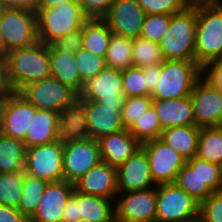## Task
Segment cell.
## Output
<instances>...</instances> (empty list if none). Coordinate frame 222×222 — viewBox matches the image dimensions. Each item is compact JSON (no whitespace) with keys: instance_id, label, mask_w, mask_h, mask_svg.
<instances>
[{"instance_id":"32","label":"cell","mask_w":222,"mask_h":222,"mask_svg":"<svg viewBox=\"0 0 222 222\" xmlns=\"http://www.w3.org/2000/svg\"><path fill=\"white\" fill-rule=\"evenodd\" d=\"M105 61L107 67L121 71L133 67L132 39L112 33Z\"/></svg>"},{"instance_id":"6","label":"cell","mask_w":222,"mask_h":222,"mask_svg":"<svg viewBox=\"0 0 222 222\" xmlns=\"http://www.w3.org/2000/svg\"><path fill=\"white\" fill-rule=\"evenodd\" d=\"M175 183L200 204L214 192H221L222 166L198 157L187 160Z\"/></svg>"},{"instance_id":"45","label":"cell","mask_w":222,"mask_h":222,"mask_svg":"<svg viewBox=\"0 0 222 222\" xmlns=\"http://www.w3.org/2000/svg\"><path fill=\"white\" fill-rule=\"evenodd\" d=\"M203 76L222 91V59L207 64L203 68Z\"/></svg>"},{"instance_id":"50","label":"cell","mask_w":222,"mask_h":222,"mask_svg":"<svg viewBox=\"0 0 222 222\" xmlns=\"http://www.w3.org/2000/svg\"><path fill=\"white\" fill-rule=\"evenodd\" d=\"M10 87L6 76V58L0 54V96L10 93Z\"/></svg>"},{"instance_id":"42","label":"cell","mask_w":222,"mask_h":222,"mask_svg":"<svg viewBox=\"0 0 222 222\" xmlns=\"http://www.w3.org/2000/svg\"><path fill=\"white\" fill-rule=\"evenodd\" d=\"M199 222H222V192H214L200 204Z\"/></svg>"},{"instance_id":"30","label":"cell","mask_w":222,"mask_h":222,"mask_svg":"<svg viewBox=\"0 0 222 222\" xmlns=\"http://www.w3.org/2000/svg\"><path fill=\"white\" fill-rule=\"evenodd\" d=\"M27 147L22 140L0 135V174L24 171Z\"/></svg>"},{"instance_id":"25","label":"cell","mask_w":222,"mask_h":222,"mask_svg":"<svg viewBox=\"0 0 222 222\" xmlns=\"http://www.w3.org/2000/svg\"><path fill=\"white\" fill-rule=\"evenodd\" d=\"M59 113L36 108V114L23 142L27 148L59 140Z\"/></svg>"},{"instance_id":"8","label":"cell","mask_w":222,"mask_h":222,"mask_svg":"<svg viewBox=\"0 0 222 222\" xmlns=\"http://www.w3.org/2000/svg\"><path fill=\"white\" fill-rule=\"evenodd\" d=\"M0 29L5 41V55L39 41L37 13L31 10L0 8Z\"/></svg>"},{"instance_id":"24","label":"cell","mask_w":222,"mask_h":222,"mask_svg":"<svg viewBox=\"0 0 222 222\" xmlns=\"http://www.w3.org/2000/svg\"><path fill=\"white\" fill-rule=\"evenodd\" d=\"M58 136L63 142L89 139L86 111L79 99L59 113Z\"/></svg>"},{"instance_id":"37","label":"cell","mask_w":222,"mask_h":222,"mask_svg":"<svg viewBox=\"0 0 222 222\" xmlns=\"http://www.w3.org/2000/svg\"><path fill=\"white\" fill-rule=\"evenodd\" d=\"M77 69L80 79L85 83L88 79L96 77L106 66L105 57L92 54L90 51L81 48L75 53Z\"/></svg>"},{"instance_id":"29","label":"cell","mask_w":222,"mask_h":222,"mask_svg":"<svg viewBox=\"0 0 222 222\" xmlns=\"http://www.w3.org/2000/svg\"><path fill=\"white\" fill-rule=\"evenodd\" d=\"M83 48L102 57L106 56L112 31L105 19L88 18L83 26Z\"/></svg>"},{"instance_id":"53","label":"cell","mask_w":222,"mask_h":222,"mask_svg":"<svg viewBox=\"0 0 222 222\" xmlns=\"http://www.w3.org/2000/svg\"><path fill=\"white\" fill-rule=\"evenodd\" d=\"M190 5H196L201 3H222V0H188Z\"/></svg>"},{"instance_id":"26","label":"cell","mask_w":222,"mask_h":222,"mask_svg":"<svg viewBox=\"0 0 222 222\" xmlns=\"http://www.w3.org/2000/svg\"><path fill=\"white\" fill-rule=\"evenodd\" d=\"M201 127L196 125L170 127L162 130L160 139L183 158L196 157Z\"/></svg>"},{"instance_id":"52","label":"cell","mask_w":222,"mask_h":222,"mask_svg":"<svg viewBox=\"0 0 222 222\" xmlns=\"http://www.w3.org/2000/svg\"><path fill=\"white\" fill-rule=\"evenodd\" d=\"M3 114H4V95H1L0 96V135L2 134Z\"/></svg>"},{"instance_id":"17","label":"cell","mask_w":222,"mask_h":222,"mask_svg":"<svg viewBox=\"0 0 222 222\" xmlns=\"http://www.w3.org/2000/svg\"><path fill=\"white\" fill-rule=\"evenodd\" d=\"M145 17L137 0H115L104 19L113 34L134 39L140 36Z\"/></svg>"},{"instance_id":"40","label":"cell","mask_w":222,"mask_h":222,"mask_svg":"<svg viewBox=\"0 0 222 222\" xmlns=\"http://www.w3.org/2000/svg\"><path fill=\"white\" fill-rule=\"evenodd\" d=\"M153 99L151 96L125 97L121 117L126 129H129L148 109L151 108Z\"/></svg>"},{"instance_id":"18","label":"cell","mask_w":222,"mask_h":222,"mask_svg":"<svg viewBox=\"0 0 222 222\" xmlns=\"http://www.w3.org/2000/svg\"><path fill=\"white\" fill-rule=\"evenodd\" d=\"M118 193L145 190L155 187L145 151L140 148L117 168Z\"/></svg>"},{"instance_id":"16","label":"cell","mask_w":222,"mask_h":222,"mask_svg":"<svg viewBox=\"0 0 222 222\" xmlns=\"http://www.w3.org/2000/svg\"><path fill=\"white\" fill-rule=\"evenodd\" d=\"M36 114V108L18 92L4 95L2 134L24 140Z\"/></svg>"},{"instance_id":"47","label":"cell","mask_w":222,"mask_h":222,"mask_svg":"<svg viewBox=\"0 0 222 222\" xmlns=\"http://www.w3.org/2000/svg\"><path fill=\"white\" fill-rule=\"evenodd\" d=\"M40 1L41 0H0V8L27 9L37 13Z\"/></svg>"},{"instance_id":"15","label":"cell","mask_w":222,"mask_h":222,"mask_svg":"<svg viewBox=\"0 0 222 222\" xmlns=\"http://www.w3.org/2000/svg\"><path fill=\"white\" fill-rule=\"evenodd\" d=\"M190 97L196 126H222V91L202 75Z\"/></svg>"},{"instance_id":"51","label":"cell","mask_w":222,"mask_h":222,"mask_svg":"<svg viewBox=\"0 0 222 222\" xmlns=\"http://www.w3.org/2000/svg\"><path fill=\"white\" fill-rule=\"evenodd\" d=\"M79 2V0H41L38 8L58 7L63 3Z\"/></svg>"},{"instance_id":"54","label":"cell","mask_w":222,"mask_h":222,"mask_svg":"<svg viewBox=\"0 0 222 222\" xmlns=\"http://www.w3.org/2000/svg\"><path fill=\"white\" fill-rule=\"evenodd\" d=\"M0 54L5 55V41L0 29Z\"/></svg>"},{"instance_id":"43","label":"cell","mask_w":222,"mask_h":222,"mask_svg":"<svg viewBox=\"0 0 222 222\" xmlns=\"http://www.w3.org/2000/svg\"><path fill=\"white\" fill-rule=\"evenodd\" d=\"M115 0H79L84 15L87 18L104 19Z\"/></svg>"},{"instance_id":"48","label":"cell","mask_w":222,"mask_h":222,"mask_svg":"<svg viewBox=\"0 0 222 222\" xmlns=\"http://www.w3.org/2000/svg\"><path fill=\"white\" fill-rule=\"evenodd\" d=\"M143 73L146 74V84L148 87V96L154 92L160 78V64L150 65L143 68Z\"/></svg>"},{"instance_id":"19","label":"cell","mask_w":222,"mask_h":222,"mask_svg":"<svg viewBox=\"0 0 222 222\" xmlns=\"http://www.w3.org/2000/svg\"><path fill=\"white\" fill-rule=\"evenodd\" d=\"M75 186L66 180L49 182L29 222H62L64 207Z\"/></svg>"},{"instance_id":"35","label":"cell","mask_w":222,"mask_h":222,"mask_svg":"<svg viewBox=\"0 0 222 222\" xmlns=\"http://www.w3.org/2000/svg\"><path fill=\"white\" fill-rule=\"evenodd\" d=\"M132 52L134 67L144 68L161 64L165 60L158 43H153L140 36L132 39Z\"/></svg>"},{"instance_id":"55","label":"cell","mask_w":222,"mask_h":222,"mask_svg":"<svg viewBox=\"0 0 222 222\" xmlns=\"http://www.w3.org/2000/svg\"><path fill=\"white\" fill-rule=\"evenodd\" d=\"M77 222H92V221L86 219H79Z\"/></svg>"},{"instance_id":"49","label":"cell","mask_w":222,"mask_h":222,"mask_svg":"<svg viewBox=\"0 0 222 222\" xmlns=\"http://www.w3.org/2000/svg\"><path fill=\"white\" fill-rule=\"evenodd\" d=\"M0 222H29L16 208L0 204Z\"/></svg>"},{"instance_id":"3","label":"cell","mask_w":222,"mask_h":222,"mask_svg":"<svg viewBox=\"0 0 222 222\" xmlns=\"http://www.w3.org/2000/svg\"><path fill=\"white\" fill-rule=\"evenodd\" d=\"M195 53L202 68L222 59V3L197 4Z\"/></svg>"},{"instance_id":"13","label":"cell","mask_w":222,"mask_h":222,"mask_svg":"<svg viewBox=\"0 0 222 222\" xmlns=\"http://www.w3.org/2000/svg\"><path fill=\"white\" fill-rule=\"evenodd\" d=\"M145 151L155 185L175 183L187 160L160 138L141 144Z\"/></svg>"},{"instance_id":"41","label":"cell","mask_w":222,"mask_h":222,"mask_svg":"<svg viewBox=\"0 0 222 222\" xmlns=\"http://www.w3.org/2000/svg\"><path fill=\"white\" fill-rule=\"evenodd\" d=\"M146 15L177 14L190 6L188 0H137Z\"/></svg>"},{"instance_id":"27","label":"cell","mask_w":222,"mask_h":222,"mask_svg":"<svg viewBox=\"0 0 222 222\" xmlns=\"http://www.w3.org/2000/svg\"><path fill=\"white\" fill-rule=\"evenodd\" d=\"M51 77L70 86L78 94L81 92L84 82L80 79L77 69L75 54L64 53L49 45Z\"/></svg>"},{"instance_id":"34","label":"cell","mask_w":222,"mask_h":222,"mask_svg":"<svg viewBox=\"0 0 222 222\" xmlns=\"http://www.w3.org/2000/svg\"><path fill=\"white\" fill-rule=\"evenodd\" d=\"M128 131L140 144L160 138L162 128L154 107L151 106L150 109L141 115Z\"/></svg>"},{"instance_id":"33","label":"cell","mask_w":222,"mask_h":222,"mask_svg":"<svg viewBox=\"0 0 222 222\" xmlns=\"http://www.w3.org/2000/svg\"><path fill=\"white\" fill-rule=\"evenodd\" d=\"M49 182L24 173L22 194L18 210L29 220L36 212L41 197Z\"/></svg>"},{"instance_id":"21","label":"cell","mask_w":222,"mask_h":222,"mask_svg":"<svg viewBox=\"0 0 222 222\" xmlns=\"http://www.w3.org/2000/svg\"><path fill=\"white\" fill-rule=\"evenodd\" d=\"M75 190L86 195L99 196L115 202L118 194L117 169L100 162L75 183Z\"/></svg>"},{"instance_id":"5","label":"cell","mask_w":222,"mask_h":222,"mask_svg":"<svg viewBox=\"0 0 222 222\" xmlns=\"http://www.w3.org/2000/svg\"><path fill=\"white\" fill-rule=\"evenodd\" d=\"M87 19L79 2L63 3L53 8H38V39L51 45L66 34L82 29Z\"/></svg>"},{"instance_id":"23","label":"cell","mask_w":222,"mask_h":222,"mask_svg":"<svg viewBox=\"0 0 222 222\" xmlns=\"http://www.w3.org/2000/svg\"><path fill=\"white\" fill-rule=\"evenodd\" d=\"M162 130L170 127L195 125L191 97L153 100Z\"/></svg>"},{"instance_id":"44","label":"cell","mask_w":222,"mask_h":222,"mask_svg":"<svg viewBox=\"0 0 222 222\" xmlns=\"http://www.w3.org/2000/svg\"><path fill=\"white\" fill-rule=\"evenodd\" d=\"M56 50L64 53H76L83 48L82 29L66 34L51 44Z\"/></svg>"},{"instance_id":"20","label":"cell","mask_w":222,"mask_h":222,"mask_svg":"<svg viewBox=\"0 0 222 222\" xmlns=\"http://www.w3.org/2000/svg\"><path fill=\"white\" fill-rule=\"evenodd\" d=\"M85 108L89 138L98 140L103 136L126 129L121 111L123 106H103L91 100H80Z\"/></svg>"},{"instance_id":"7","label":"cell","mask_w":222,"mask_h":222,"mask_svg":"<svg viewBox=\"0 0 222 222\" xmlns=\"http://www.w3.org/2000/svg\"><path fill=\"white\" fill-rule=\"evenodd\" d=\"M200 203L176 183L157 185L155 222H199Z\"/></svg>"},{"instance_id":"38","label":"cell","mask_w":222,"mask_h":222,"mask_svg":"<svg viewBox=\"0 0 222 222\" xmlns=\"http://www.w3.org/2000/svg\"><path fill=\"white\" fill-rule=\"evenodd\" d=\"M122 86L125 97L148 96V87L146 84V74L143 68L130 67L122 70Z\"/></svg>"},{"instance_id":"1","label":"cell","mask_w":222,"mask_h":222,"mask_svg":"<svg viewBox=\"0 0 222 222\" xmlns=\"http://www.w3.org/2000/svg\"><path fill=\"white\" fill-rule=\"evenodd\" d=\"M6 76L11 92H19L34 81L51 77L49 45L36 44L5 55Z\"/></svg>"},{"instance_id":"22","label":"cell","mask_w":222,"mask_h":222,"mask_svg":"<svg viewBox=\"0 0 222 222\" xmlns=\"http://www.w3.org/2000/svg\"><path fill=\"white\" fill-rule=\"evenodd\" d=\"M102 162L118 167L141 148V144L128 129L98 139Z\"/></svg>"},{"instance_id":"10","label":"cell","mask_w":222,"mask_h":222,"mask_svg":"<svg viewBox=\"0 0 222 222\" xmlns=\"http://www.w3.org/2000/svg\"><path fill=\"white\" fill-rule=\"evenodd\" d=\"M24 172L48 182L63 181V141L27 148Z\"/></svg>"},{"instance_id":"46","label":"cell","mask_w":222,"mask_h":222,"mask_svg":"<svg viewBox=\"0 0 222 222\" xmlns=\"http://www.w3.org/2000/svg\"><path fill=\"white\" fill-rule=\"evenodd\" d=\"M78 221V191L74 190L64 207L62 222Z\"/></svg>"},{"instance_id":"4","label":"cell","mask_w":222,"mask_h":222,"mask_svg":"<svg viewBox=\"0 0 222 222\" xmlns=\"http://www.w3.org/2000/svg\"><path fill=\"white\" fill-rule=\"evenodd\" d=\"M202 75L203 68L196 61L164 60L160 64V78L151 97L153 100H167L190 96Z\"/></svg>"},{"instance_id":"9","label":"cell","mask_w":222,"mask_h":222,"mask_svg":"<svg viewBox=\"0 0 222 222\" xmlns=\"http://www.w3.org/2000/svg\"><path fill=\"white\" fill-rule=\"evenodd\" d=\"M18 93L35 108L57 113L79 98V94L74 89L53 77L29 83Z\"/></svg>"},{"instance_id":"14","label":"cell","mask_w":222,"mask_h":222,"mask_svg":"<svg viewBox=\"0 0 222 222\" xmlns=\"http://www.w3.org/2000/svg\"><path fill=\"white\" fill-rule=\"evenodd\" d=\"M122 71L106 67L96 77L88 79L79 93V100H91L103 106H123L125 95Z\"/></svg>"},{"instance_id":"12","label":"cell","mask_w":222,"mask_h":222,"mask_svg":"<svg viewBox=\"0 0 222 222\" xmlns=\"http://www.w3.org/2000/svg\"><path fill=\"white\" fill-rule=\"evenodd\" d=\"M101 161L98 140L63 142V173L67 182L74 184Z\"/></svg>"},{"instance_id":"36","label":"cell","mask_w":222,"mask_h":222,"mask_svg":"<svg viewBox=\"0 0 222 222\" xmlns=\"http://www.w3.org/2000/svg\"><path fill=\"white\" fill-rule=\"evenodd\" d=\"M24 171L0 174V204L18 209Z\"/></svg>"},{"instance_id":"39","label":"cell","mask_w":222,"mask_h":222,"mask_svg":"<svg viewBox=\"0 0 222 222\" xmlns=\"http://www.w3.org/2000/svg\"><path fill=\"white\" fill-rule=\"evenodd\" d=\"M171 18L172 14L146 15L140 37L159 44L169 29Z\"/></svg>"},{"instance_id":"28","label":"cell","mask_w":222,"mask_h":222,"mask_svg":"<svg viewBox=\"0 0 222 222\" xmlns=\"http://www.w3.org/2000/svg\"><path fill=\"white\" fill-rule=\"evenodd\" d=\"M115 222L114 201L78 192V220Z\"/></svg>"},{"instance_id":"31","label":"cell","mask_w":222,"mask_h":222,"mask_svg":"<svg viewBox=\"0 0 222 222\" xmlns=\"http://www.w3.org/2000/svg\"><path fill=\"white\" fill-rule=\"evenodd\" d=\"M196 157L222 166V126L201 127Z\"/></svg>"},{"instance_id":"11","label":"cell","mask_w":222,"mask_h":222,"mask_svg":"<svg viewBox=\"0 0 222 222\" xmlns=\"http://www.w3.org/2000/svg\"><path fill=\"white\" fill-rule=\"evenodd\" d=\"M114 202L115 222H155L157 186L118 193Z\"/></svg>"},{"instance_id":"2","label":"cell","mask_w":222,"mask_h":222,"mask_svg":"<svg viewBox=\"0 0 222 222\" xmlns=\"http://www.w3.org/2000/svg\"><path fill=\"white\" fill-rule=\"evenodd\" d=\"M197 4L173 14L159 46L165 60L196 61Z\"/></svg>"}]
</instances>
